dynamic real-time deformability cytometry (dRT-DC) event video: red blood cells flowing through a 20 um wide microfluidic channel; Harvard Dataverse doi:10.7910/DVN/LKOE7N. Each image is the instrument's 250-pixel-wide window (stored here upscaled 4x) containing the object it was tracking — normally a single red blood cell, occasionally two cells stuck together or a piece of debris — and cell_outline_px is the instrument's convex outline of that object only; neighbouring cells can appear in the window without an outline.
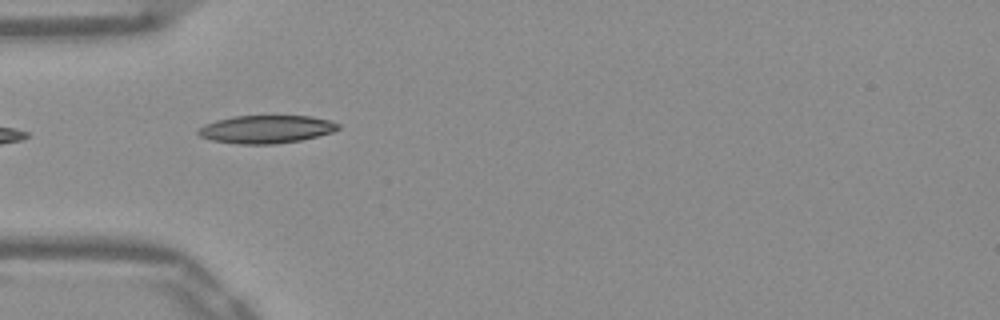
{"species": "Egyptian fruit bat (a non-hibernating species)", "species_latin": "Rousettus aegyptiacus", "temperature_condition": "warm", "stored_images_in_passage": 10, "camera_frame_rate_fps": 3000, "um_per_image_px": 0.085, "frame": {"image": 1, "passage_image": 1, "time_ms": 0.0, "image_size_px": [1000, 320], "cell_outline_px": [[340, 128], [332, 132], [300, 140], [276, 144], [240, 144], [212, 140], [200, 136], [196, 132], [204, 124], [216, 120], [232, 116], [308, 116], [328, 120], [340, 124]], "centroid_in_image_um": [22.6, 10.98], "position_along_channel_um": 62.4, "area_um2": 22.66}}
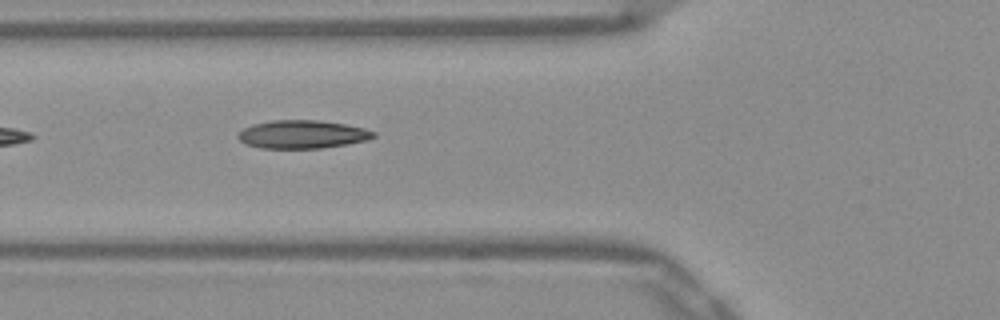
{"frame": {"image": 2, "passage_image": 4, "time_ms": 1.0, "image_size_px": [1000, 320], "cell_outline_px": [[376, 136], [368, 140], [348, 144], [320, 148], [260, 148], [244, 144], [236, 136], [244, 128], [252, 124], [272, 120], [316, 120], [344, 124], [364, 128], [376, 132]], "centroid_in_image_um": [25.69, 11.42], "position_along_channel_um": 100.1, "area_um2": 22.31}}